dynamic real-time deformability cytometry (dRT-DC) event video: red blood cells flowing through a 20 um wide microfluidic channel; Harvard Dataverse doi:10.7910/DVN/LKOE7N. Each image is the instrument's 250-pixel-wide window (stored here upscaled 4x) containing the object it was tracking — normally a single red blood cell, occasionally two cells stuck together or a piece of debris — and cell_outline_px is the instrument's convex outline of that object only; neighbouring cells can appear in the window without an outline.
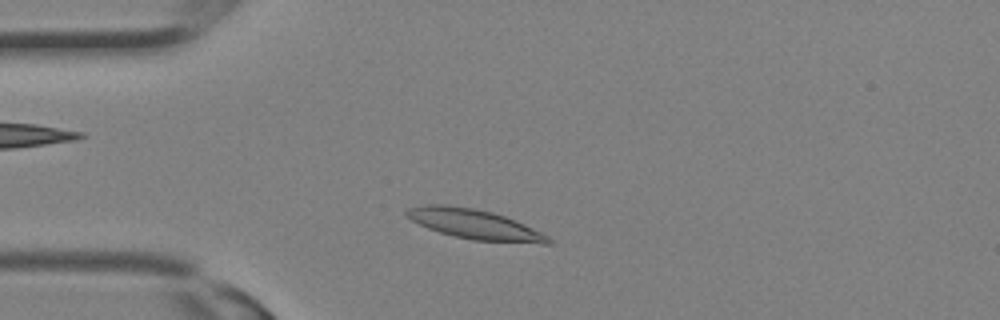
{"species": "Egyptian fruit bat (a non-hibernating species)", "species_latin": "Rousettus aegyptiacus", "temperature_condition": "room temperature", "stored_images_in_passage": 16, "camera_frame_rate_fps": 3000, "um_per_image_px": 0.085, "animal": {"sex": "female"}, "frame": {"image": 1, "passage_image": 3, "time_ms": 0.667, "image_size_px": [1000, 320], "cell_outline_px": [[552, 244], [540, 244], [472, 240], [440, 232], [428, 228], [404, 216], [404, 212], [408, 208], [428, 204], [444, 204], [472, 208], [492, 212], [516, 220], [548, 236], [552, 240]], "centroid_in_image_um": [40.35, 19.07], "position_along_channel_um": 44.6, "area_um2": 24.57}}
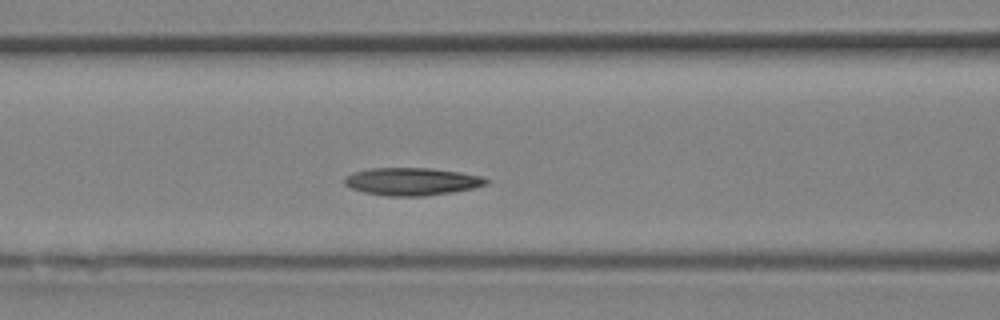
{"frame": {"image": 2, "passage_image": 8, "time_ms": 2.333, "image_size_px": [1000, 320], "cell_outline_px": [[488, 184], [472, 188], [452, 192], [424, 196], [384, 196], [364, 192], [352, 188], [344, 184], [344, 180], [352, 172], [368, 168], [432, 168], [460, 172], [480, 176], [488, 180]], "centroid_in_image_um": [34.99, 15.42], "position_along_channel_um": 131.6, "area_um2": 22.77}}
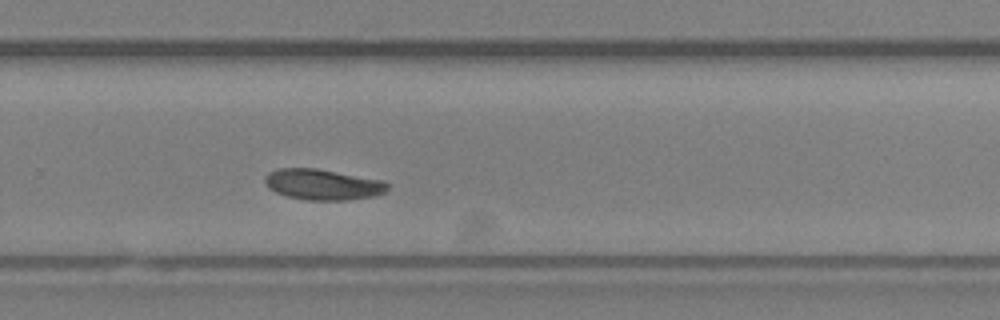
{"frame": {"image": 3, "passage_image": 16, "time_ms": 5.0, "image_size_px": [1000, 320], "cell_outline_px": [[388, 188], [384, 192], [376, 196], [348, 200], [308, 200], [288, 196], [276, 192], [268, 188], [264, 184], [264, 176], [268, 172], [280, 168], [316, 168], [384, 180], [388, 184]], "centroid_in_image_um": [27.43, 15.68], "position_along_channel_um": 302.4, "area_um2": 22.14}}